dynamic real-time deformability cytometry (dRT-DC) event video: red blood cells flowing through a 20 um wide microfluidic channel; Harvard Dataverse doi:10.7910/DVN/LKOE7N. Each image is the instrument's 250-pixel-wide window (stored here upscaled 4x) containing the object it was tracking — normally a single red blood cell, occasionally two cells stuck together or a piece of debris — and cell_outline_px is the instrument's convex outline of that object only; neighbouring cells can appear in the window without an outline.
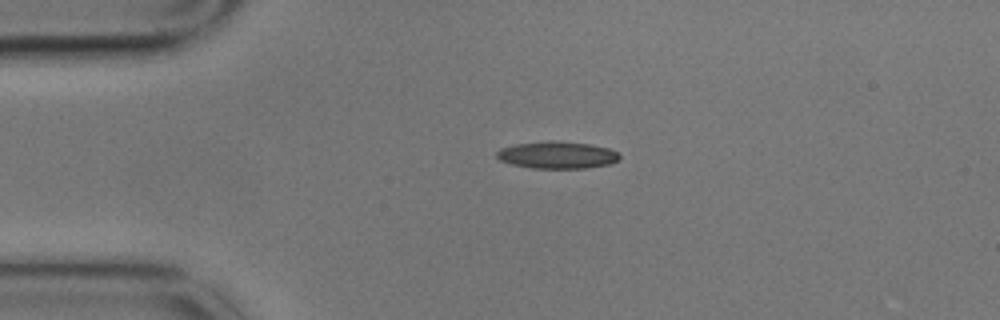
{"species": "common noctule bat (a hibernating species)", "species_latin": "Nyctalus noctula", "temperature_condition": "cold", "stored_images_in_passage": 2, "camera_frame_rate_fps": 3000, "um_per_image_px": 0.085, "animal": {"sex": "male", "body_mass_g": 17.9}, "frame": {"image": 1, "passage_image": 1, "time_ms": 0.0, "image_size_px": [1000, 320], "cell_outline_px": [[620, 160], [612, 164], [584, 168], [532, 168], [512, 164], [500, 160], [496, 156], [496, 152], [500, 148], [516, 144], [552, 140], [556, 140], [588, 144], [608, 148], [616, 152], [620, 156]], "centroid_in_image_um": [47.37, 13.17], "position_along_channel_um": 37.6, "area_um2": 19.42}}